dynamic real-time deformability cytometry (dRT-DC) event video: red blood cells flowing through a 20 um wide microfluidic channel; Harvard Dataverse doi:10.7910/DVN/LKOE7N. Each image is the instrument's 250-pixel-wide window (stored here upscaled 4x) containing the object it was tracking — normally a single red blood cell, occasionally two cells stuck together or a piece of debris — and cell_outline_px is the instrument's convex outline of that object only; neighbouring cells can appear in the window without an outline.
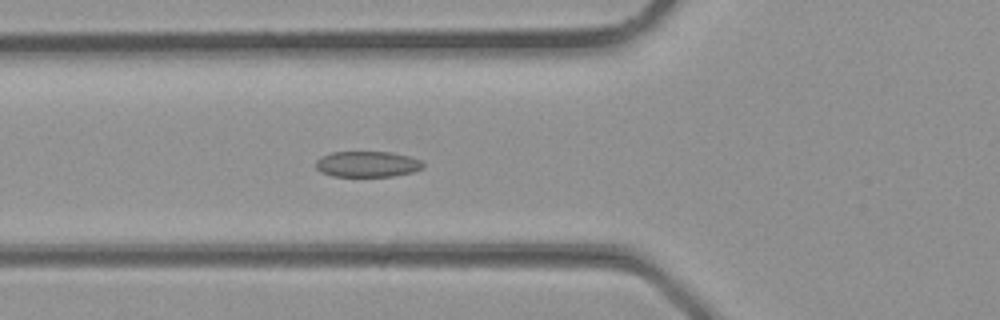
{"species": "common noctule bat (a hibernating species)", "species_latin": "Nyctalus noctula", "temperature_condition": "room temperature", "stored_images_in_passage": 28, "camera_frame_rate_fps": 3000, "um_per_image_px": 0.085, "animal": {"sex": "male", "body_mass_g": 23.1, "forearm_length_mm": 52.7}, "frame": {"image": 1, "passage_image": 6, "time_ms": 1.667, "image_size_px": [1000, 320], "cell_outline_px": [[424, 168], [412, 172], [392, 176], [332, 176], [320, 172], [316, 168], [316, 160], [320, 156], [332, 152], [392, 152], [408, 156], [420, 160], [424, 164]], "centroid_in_image_um": [31.2, 13.95], "position_along_channel_um": 94.6, "area_um2": 16.18}}
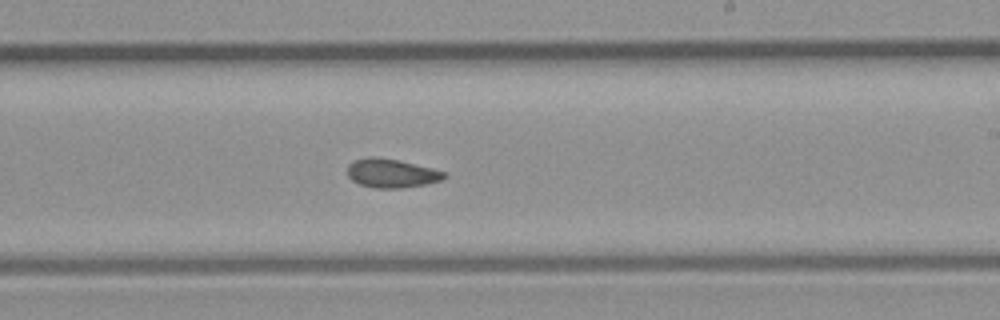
{"frame": {"image": 2, "passage_image": 14, "time_ms": 4.333, "image_size_px": [1000, 320], "cell_outline_px": [[448, 176], [440, 180], [424, 184], [400, 188], [376, 188], [360, 184], [352, 180], [348, 176], [348, 164], [352, 160], [368, 156], [376, 156], [400, 160], [432, 168], [444, 172]], "centroid_in_image_um": [33.24, 14.7], "position_along_channel_um": 255.8, "area_um2": 16.3}}
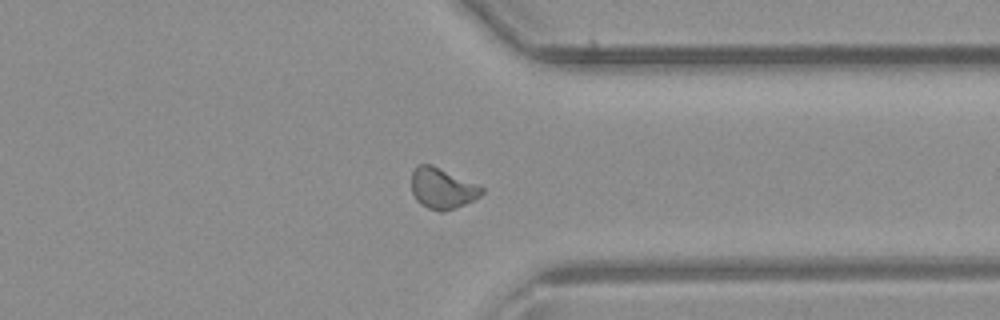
{"frame": {"image": 3, "passage_image": 20, "time_ms": 6.333, "image_size_px": [1000, 320], "cell_outline_px": [[484, 192], [480, 196], [456, 208], [444, 212], [440, 212], [428, 208], [420, 204], [416, 200], [412, 192], [412, 172], [416, 164], [432, 164], [484, 188]], "centroid_in_image_um": [37.56, 16.02], "position_along_channel_um": 373.8, "area_um2": 16.65}}